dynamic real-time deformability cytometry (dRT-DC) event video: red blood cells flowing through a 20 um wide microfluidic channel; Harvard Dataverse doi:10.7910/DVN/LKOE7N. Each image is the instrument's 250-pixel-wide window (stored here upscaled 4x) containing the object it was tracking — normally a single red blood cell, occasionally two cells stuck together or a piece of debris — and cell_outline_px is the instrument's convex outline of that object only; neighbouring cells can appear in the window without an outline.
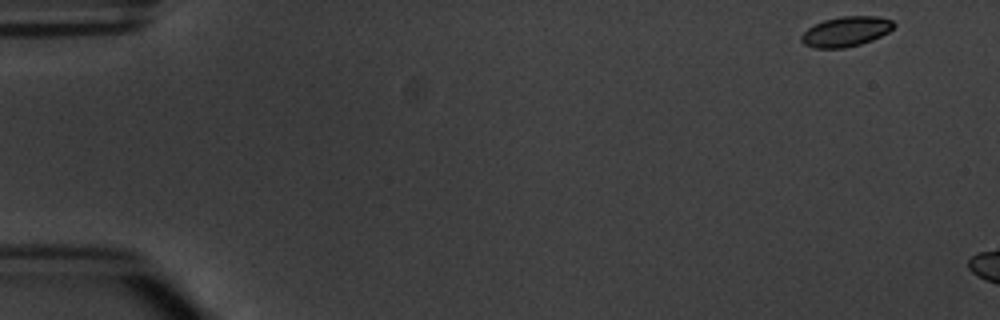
{"species": "common noctule bat (a hibernating species)", "species_latin": "Nyctalus noctula", "temperature_condition": "warm", "stored_images_in_passage": 4, "camera_frame_rate_fps": 3000, "um_per_image_px": 0.085, "animal": {"sex": "male", "body_mass_g": 20.1, "forearm_length_mm": 53.5}, "frame": {"image": 1, "passage_image": 1, "time_ms": 0.0, "image_size_px": [1000, 320], "cell_outline_px": [[896, 24], [888, 32], [872, 40], [860, 44], [844, 48], [812, 48], [804, 44], [800, 40], [800, 36], [808, 28], [824, 20], [840, 16], [876, 16], [892, 20]], "centroid_in_image_um": [71.89, 2.68], "position_along_channel_um": 13.1, "area_um2": 16.13}}